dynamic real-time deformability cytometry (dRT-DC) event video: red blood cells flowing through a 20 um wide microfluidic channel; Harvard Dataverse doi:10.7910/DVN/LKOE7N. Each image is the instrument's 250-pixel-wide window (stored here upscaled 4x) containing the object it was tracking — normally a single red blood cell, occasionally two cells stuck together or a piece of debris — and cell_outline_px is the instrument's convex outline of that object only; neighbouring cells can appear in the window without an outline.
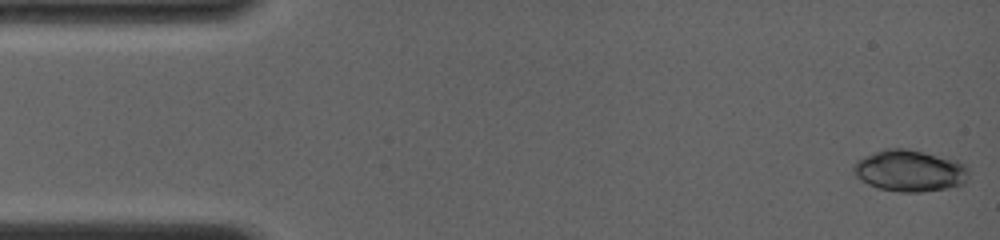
{"species": "common noctule bat (a hibernating species)", "species_latin": "Nyctalus noctula", "temperature_condition": "room temperature", "stored_images_in_passage": 20, "camera_frame_rate_fps": 4000, "um_per_image_px": 0.085, "animal": {"sex": "female", "body_mass_g": 19.0, "forearm_length_mm": 56.7}, "frame": {"image": 1, "passage_image": 1, "time_ms": 0.0, "image_size_px": [1000, 240], "cell_outline_px": [[968, 180], [960, 188], [920, 192], [900, 192], [876, 188], [860, 180], [852, 172], [852, 168], [856, 160], [864, 156], [884, 148], [904, 148], [948, 156], [964, 164], [968, 168]], "centroid_in_image_um": [77.37, 14.52], "position_along_channel_um": 7.6, "area_um2": 28.84}}
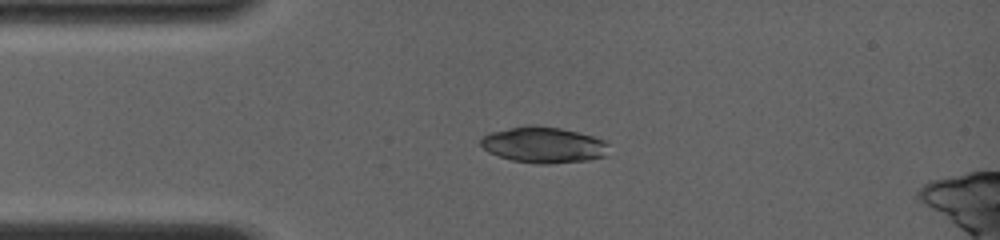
{"frame": {"image": 2, "passage_image": 18, "time_ms": 3.25, "image_size_px": [1000, 240], "cell_outline_px": [[608, 144], [604, 156], [588, 160], [548, 164], [536, 164], [512, 160], [488, 152], [480, 144], [480, 136], [492, 132], [528, 124], [536, 124], [560, 128], [592, 136], [604, 140]], "centroid_in_image_um": [46.16, 12.31], "position_along_channel_um": 38.8, "area_um2": 26.82}}